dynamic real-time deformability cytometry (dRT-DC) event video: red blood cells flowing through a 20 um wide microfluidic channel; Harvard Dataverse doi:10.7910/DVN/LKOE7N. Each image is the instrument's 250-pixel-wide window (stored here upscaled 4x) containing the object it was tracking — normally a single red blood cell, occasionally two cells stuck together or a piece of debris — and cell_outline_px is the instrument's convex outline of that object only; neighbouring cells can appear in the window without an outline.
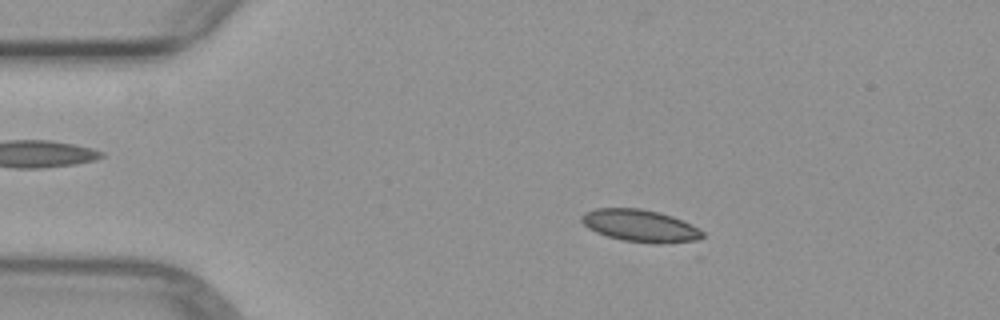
{"species": "common noctule bat (a hibernating species)", "species_latin": "Nyctalus noctula", "temperature_condition": "warm", "stored_images_in_passage": 3, "camera_frame_rate_fps": 3000, "um_per_image_px": 0.085, "animal": {"sex": "female", "body_mass_g": 29.2, "forearm_length_mm": 56.3}, "frame": {"image": 1, "passage_image": 2, "time_ms": 1.0, "image_size_px": [1000, 320], "cell_outline_px": [[704, 256], [700, 260], [608, 236], [596, 232], [588, 228], [580, 220], [580, 216], [584, 212], [596, 208], [640, 208], [660, 212], [672, 216], [692, 224], [704, 232]], "centroid_in_image_um": [55.05, 19.52], "position_along_channel_um": 30.0, "area_um2": 27.86}}